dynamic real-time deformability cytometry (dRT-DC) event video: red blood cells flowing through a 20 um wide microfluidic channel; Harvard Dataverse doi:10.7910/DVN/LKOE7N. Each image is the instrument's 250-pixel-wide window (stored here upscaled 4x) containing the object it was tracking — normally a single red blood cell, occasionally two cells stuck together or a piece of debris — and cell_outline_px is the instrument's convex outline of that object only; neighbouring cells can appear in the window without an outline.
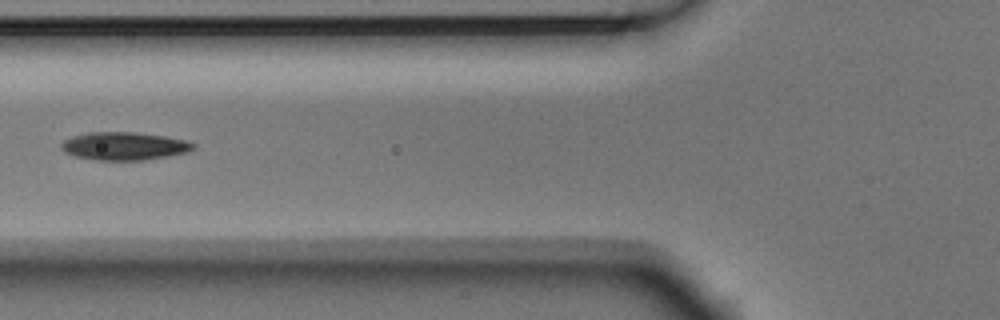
{"species": "Egyptian fruit bat (a non-hibernating species)", "species_latin": "Rousettus aegyptiacus", "temperature_condition": "room temperature", "stored_images_in_passage": 7, "camera_frame_rate_fps": 3000, "um_per_image_px": 0.085, "animal": {"sex": "male"}, "frame": {"image": 1, "passage_image": 4, "time_ms": 1.0, "image_size_px": [1000, 320], "cell_outline_px": [[196, 148], [184, 152], [168, 156], [144, 160], [92, 160], [76, 156], [64, 152], [60, 144], [64, 140], [72, 136], [88, 132], [136, 132], [164, 136], [188, 140], [196, 144]], "centroid_in_image_um": [10.56, 12.41], "position_along_channel_um": 115.2, "area_um2": 21.62}}
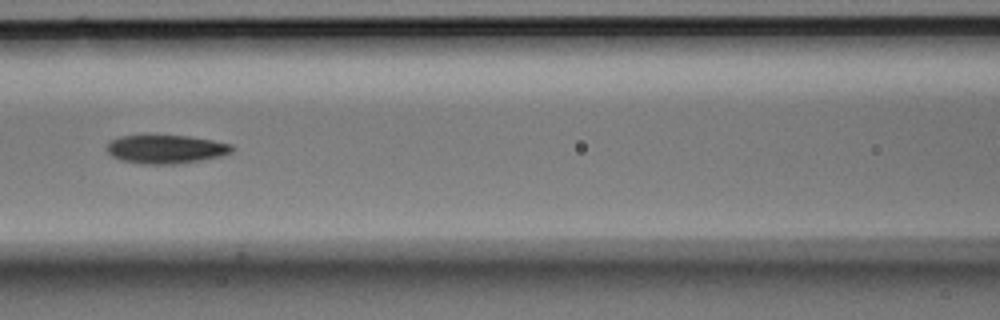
{"frame": {"image": 2, "passage_image": 5, "time_ms": 1.333, "image_size_px": [1000, 320], "cell_outline_px": [[236, 148], [232, 152], [220, 156], [200, 160], [176, 164], [144, 164], [120, 160], [112, 156], [104, 148], [112, 140], [120, 136], [188, 136], [212, 140], [232, 144]], "centroid_in_image_um": [14.11, 12.69], "position_along_channel_um": 152.5, "area_um2": 20.75}}
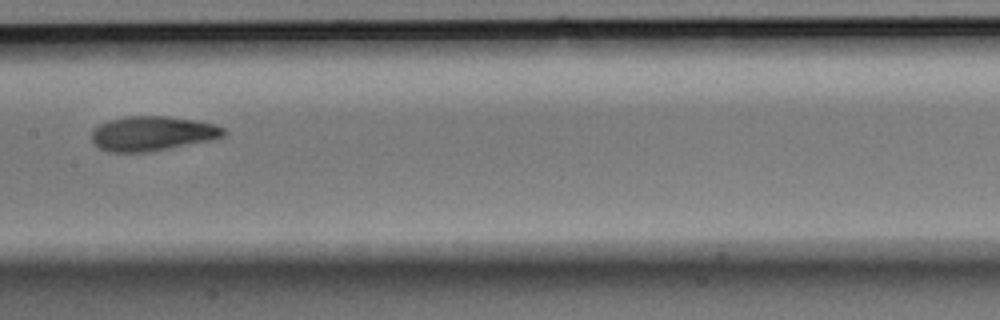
{"frame": {"image": 3, "passage_image": 7, "time_ms": 2.0, "image_size_px": [1000, 320], "cell_outline_px": [[228, 132], [224, 136], [208, 140], [144, 152], [108, 152], [92, 144], [92, 132], [100, 124], [108, 120], [124, 116], [168, 116], [200, 120], [224, 128]], "centroid_in_image_um": [12.92, 11.33], "position_along_channel_um": 194.5, "area_um2": 26.47}}